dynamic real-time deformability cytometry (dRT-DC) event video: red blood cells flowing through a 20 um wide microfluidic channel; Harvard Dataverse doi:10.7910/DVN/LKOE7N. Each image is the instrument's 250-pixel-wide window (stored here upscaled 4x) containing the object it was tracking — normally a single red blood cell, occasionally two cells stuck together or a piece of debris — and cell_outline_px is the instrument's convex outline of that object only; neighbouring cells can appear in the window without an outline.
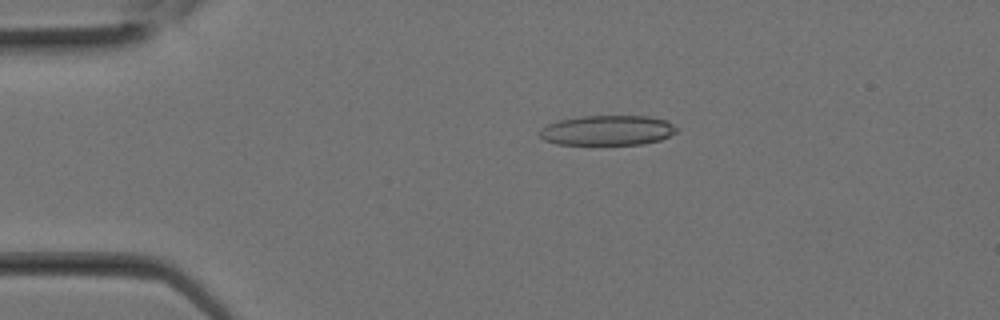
{"species": "Egyptian fruit bat (a non-hibernating species)", "species_latin": "Rousettus aegyptiacus", "temperature_condition": "room temperature", "stored_images_in_passage": 20, "camera_frame_rate_fps": 3000, "um_per_image_px": 0.085, "animal": {"sex": "female"}, "frame": {"image": 1, "passage_image": 6, "time_ms": 1.667, "image_size_px": [1000, 320], "cell_outline_px": [[676, 132], [660, 140], [644, 144], [556, 144], [544, 140], [536, 132], [548, 124], [556, 120], [580, 116], [648, 116], [668, 120], [676, 128]], "centroid_in_image_um": [51.6, 11.07], "position_along_channel_um": 33.4, "area_um2": 24.04}}
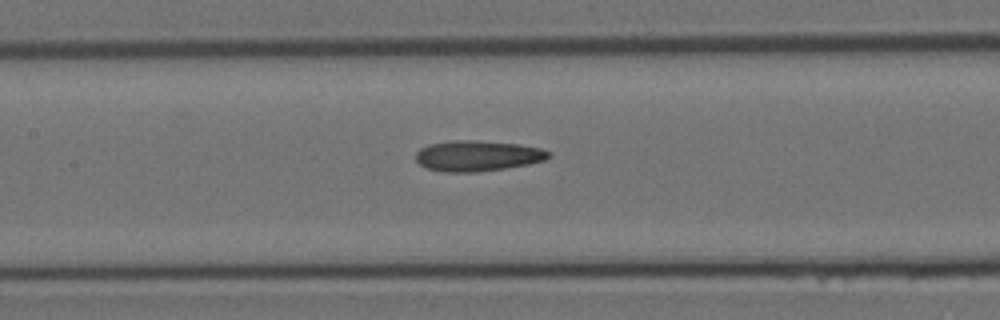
{"frame": {"image": 2, "passage_image": 13, "time_ms": 4.0, "image_size_px": [1000, 320], "cell_outline_px": [[552, 156], [544, 160], [528, 164], [504, 168], [476, 172], [444, 172], [428, 168], [420, 164], [416, 160], [416, 152], [420, 148], [428, 144], [452, 140], [476, 140], [520, 144], [540, 148], [552, 152]], "centroid_in_image_um": [40.6, 13.23], "position_along_channel_um": 166.8, "area_um2": 23.81}}
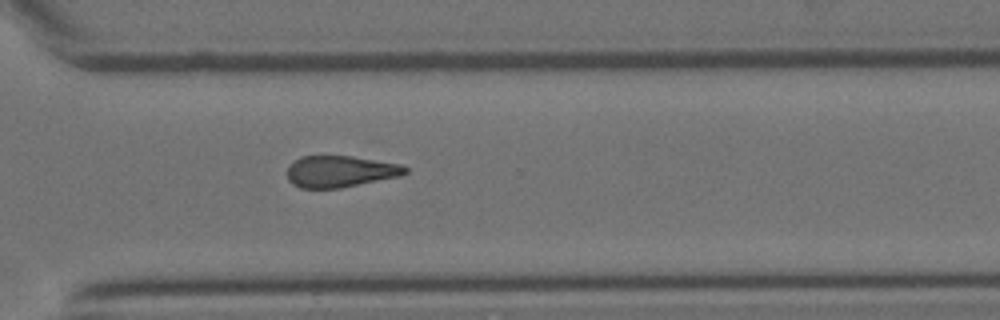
{"frame": {"image": 3, "passage_image": 20, "time_ms": 6.333, "image_size_px": [1000, 320], "cell_outline_px": [[408, 172], [400, 176], [340, 188], [300, 188], [292, 184], [288, 180], [288, 164], [292, 160], [300, 156], [352, 156], [400, 164], [408, 168]], "centroid_in_image_um": [28.88, 14.57], "position_along_channel_um": 341.7, "area_um2": 21.79}}